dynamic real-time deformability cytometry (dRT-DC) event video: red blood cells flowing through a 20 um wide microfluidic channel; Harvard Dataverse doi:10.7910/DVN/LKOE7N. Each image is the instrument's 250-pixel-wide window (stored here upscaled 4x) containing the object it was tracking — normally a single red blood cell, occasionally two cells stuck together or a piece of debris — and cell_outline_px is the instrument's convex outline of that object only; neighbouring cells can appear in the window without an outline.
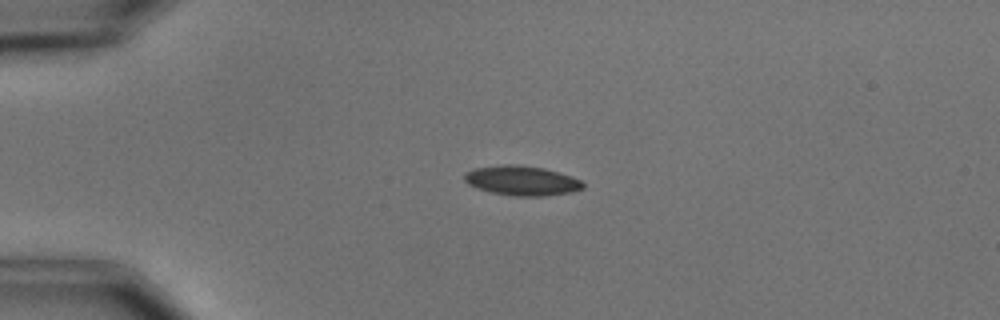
{"species": "common noctule bat (a hibernating species)", "species_latin": "Nyctalus noctula", "temperature_condition": "cold", "stored_images_in_passage": 3, "camera_frame_rate_fps": 3000, "um_per_image_px": 0.085, "animal": {"sex": "male", "body_mass_g": 15.6}, "frame": {"image": 1, "passage_image": 1, "time_ms": 0.0, "image_size_px": [1000, 320], "cell_outline_px": [[584, 188], [572, 192], [544, 196], [512, 196], [492, 192], [476, 188], [468, 184], [464, 180], [464, 172], [476, 168], [504, 164], [512, 164], [544, 168], [572, 176], [580, 180], [584, 184]], "centroid_in_image_um": [44.35, 15.36], "position_along_channel_um": 40.7, "area_um2": 20.52}}